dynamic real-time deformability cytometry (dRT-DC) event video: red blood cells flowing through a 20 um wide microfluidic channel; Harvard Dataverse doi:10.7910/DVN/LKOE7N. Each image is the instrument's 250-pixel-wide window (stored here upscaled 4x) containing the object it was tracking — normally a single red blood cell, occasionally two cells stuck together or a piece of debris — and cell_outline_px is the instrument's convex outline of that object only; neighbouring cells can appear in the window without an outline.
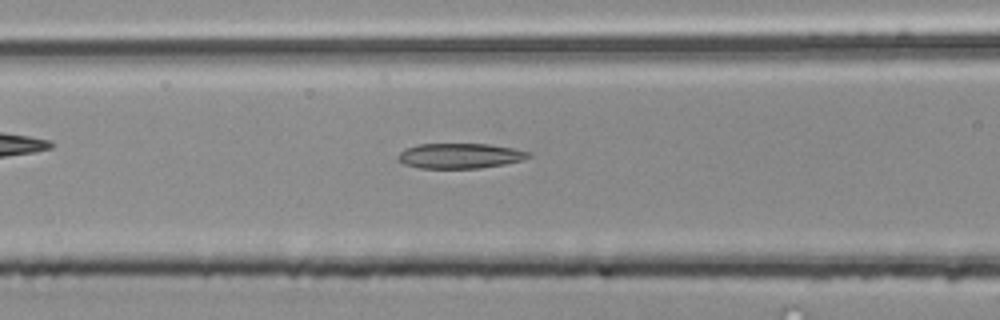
{"species": "common noctule bat (a hibernating species)", "species_latin": "Nyctalus noctula", "temperature_condition": "room temperature", "stored_images_in_passage": 40, "camera_frame_rate_fps": 3000, "um_per_image_px": 0.085, "animal": {"sex": "male", "body_mass_g": 20.4}, "frame": {"image": 1, "passage_image": 10, "time_ms": 3.0, "image_size_px": [1000, 320], "cell_outline_px": [[532, 156], [524, 160], [504, 164], [480, 168], [420, 168], [404, 164], [396, 156], [400, 152], [416, 144], [488, 144], [512, 148], [532, 152]], "centroid_in_image_um": [39.13, 13.24], "position_along_channel_um": 127.5, "area_um2": 19.13}}
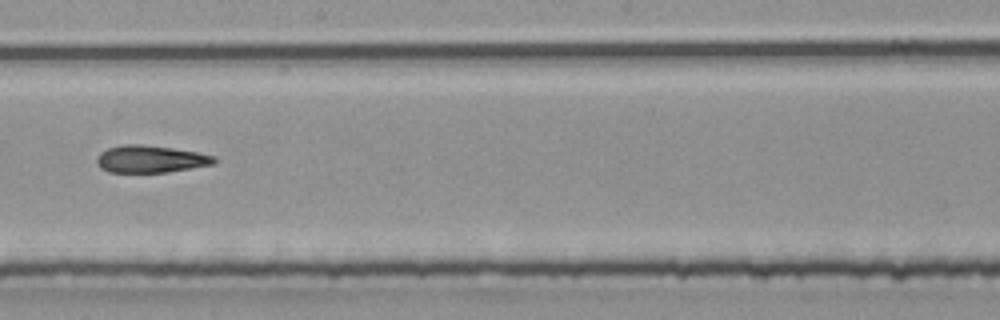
{"frame": {"image": 2, "passage_image": 18, "time_ms": 5.667, "image_size_px": [1000, 320], "cell_outline_px": [[216, 160], [212, 164], [168, 172], [108, 172], [100, 168], [96, 164], [96, 156], [100, 152], [108, 148], [124, 144], [140, 144], [172, 148], [196, 152], [216, 156]], "centroid_in_image_um": [12.74, 13.52], "position_along_channel_um": 235.5, "area_um2": 18.61}}
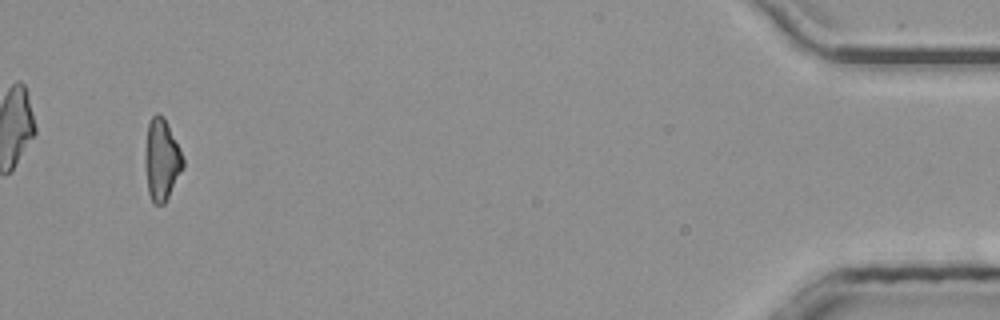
{"frame": {"image": 3, "passage_image": 38, "time_ms": 12.333, "image_size_px": [1000, 320], "cell_outline_px": [[184, 168], [164, 204], [152, 204], [148, 192], [144, 168], [144, 152], [148, 124], [152, 116], [156, 112], [164, 116], [180, 148], [184, 160]], "centroid_in_image_um": [13.72, 13.57], "position_along_channel_um": 421.5, "area_um2": 18.44}, "authors_computed_cell_mechanics": {"area_um2": 18.785, "velocity_mm_per_s": 4.0497, "shape_relaxation_time_tau1_ms": null, "shape_relaxation_time_tau2_ms": 5.8583, "deformation_change_tau1": null, "deformation_change_tau2": 0.1696}}